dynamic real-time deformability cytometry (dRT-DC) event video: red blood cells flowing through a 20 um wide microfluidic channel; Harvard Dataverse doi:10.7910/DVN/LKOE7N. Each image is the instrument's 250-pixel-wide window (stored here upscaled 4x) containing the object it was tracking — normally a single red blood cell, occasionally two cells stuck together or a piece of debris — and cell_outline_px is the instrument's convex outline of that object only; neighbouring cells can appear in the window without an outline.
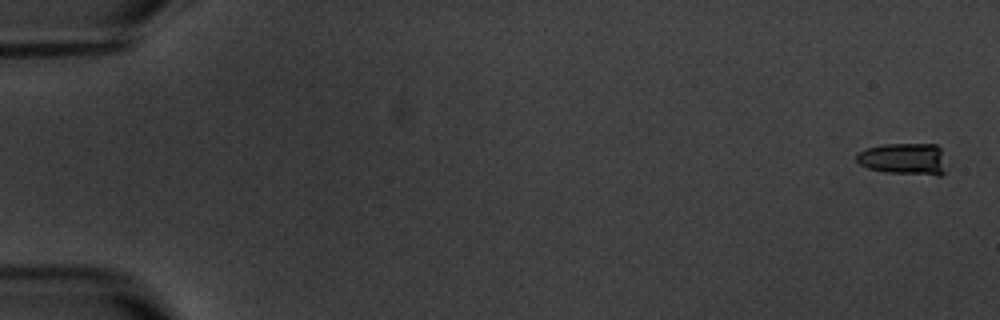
{"species": "common noctule bat (a hibernating species)", "species_latin": "Nyctalus noctula", "temperature_condition": "warm", "stored_images_in_passage": 13, "camera_frame_rate_fps": 3000, "um_per_image_px": 0.085, "animal": {"sex": "male", "body_mass_g": 20.1, "forearm_length_mm": 53.5}, "frame": {"image": 1, "passage_image": 1, "time_ms": 0.0, "image_size_px": [1000, 320], "cell_outline_px": [[952, 164], [940, 176], [936, 176], [888, 172], [868, 168], [860, 164], [856, 160], [856, 156], [860, 152], [868, 148], [884, 144], [936, 144], [940, 148]], "centroid_in_image_um": [76.99, 13.52], "position_along_channel_um": 8.0, "area_um2": 17.17}}
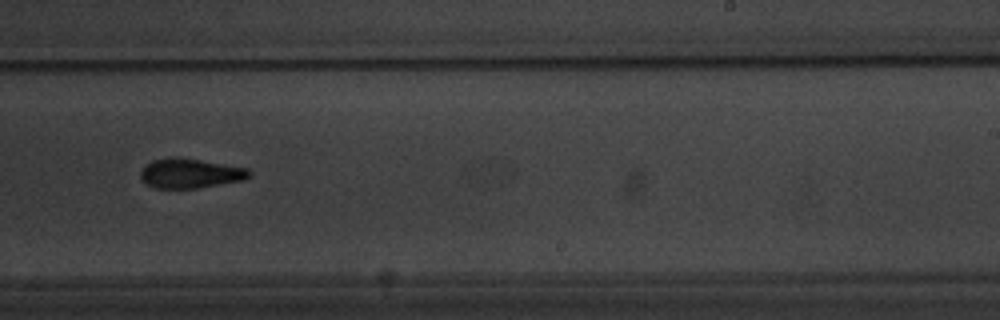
{"frame": {"image": 2, "passage_image": 10, "time_ms": 12.0, "image_size_px": [1000, 320], "cell_outline_px": [[252, 172], [244, 180], [200, 188], [156, 188], [148, 184], [140, 176], [140, 172], [152, 160], [172, 156], [180, 156], [248, 168]], "centroid_in_image_um": [16.2, 14.72], "position_along_channel_um": 272.8, "area_um2": 18.84}}
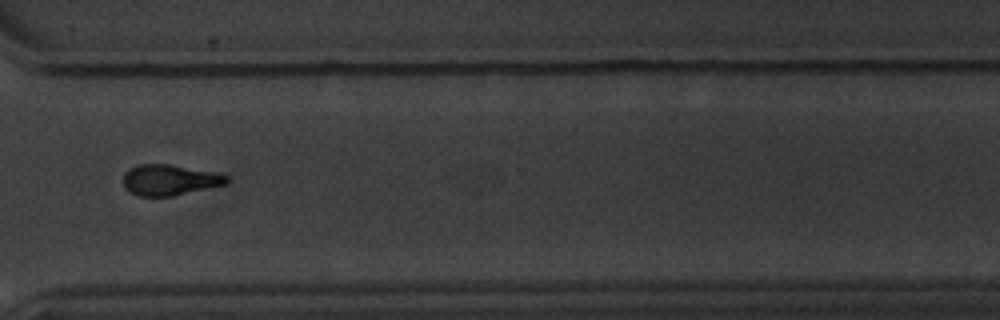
{"frame": {"image": 3, "passage_image": 12, "time_ms": 14.333, "image_size_px": [1000, 320], "cell_outline_px": [[228, 180], [224, 184], [172, 196], [136, 196], [128, 192], [124, 188], [124, 172], [136, 164], [168, 164], [212, 172], [228, 176]], "centroid_in_image_um": [14.32, 15.3], "position_along_channel_um": 356.3, "area_um2": 18.32}, "authors_computed_cell_mechanics": {"area_um2": 18.6694, "velocity_mm_per_s": 3.5775, "shape_relaxation_time_tau1_ms": 2.3888, "shape_relaxation_time_tau2_ms": null, "deformation_change_tau1": 0.1375, "deformation_change_tau2": null}}